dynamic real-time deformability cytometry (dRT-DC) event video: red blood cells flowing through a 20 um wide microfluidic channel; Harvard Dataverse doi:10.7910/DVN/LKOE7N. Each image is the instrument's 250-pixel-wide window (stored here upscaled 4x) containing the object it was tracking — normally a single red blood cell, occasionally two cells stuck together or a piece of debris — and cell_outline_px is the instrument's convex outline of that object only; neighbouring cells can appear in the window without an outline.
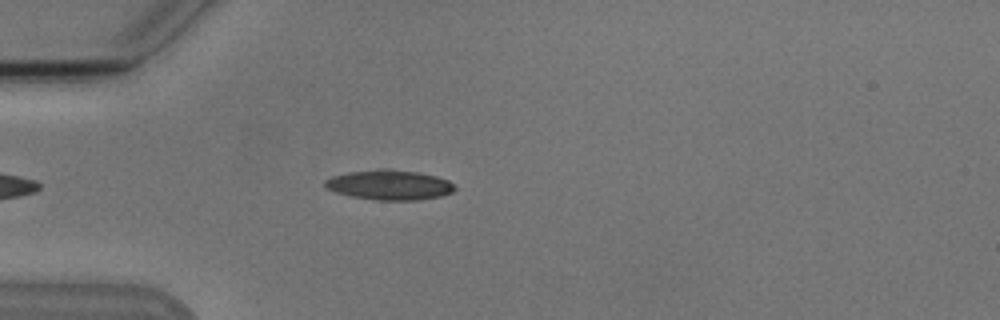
{"species": "Egyptian fruit bat (a non-hibernating species)", "species_latin": "Rousettus aegyptiacus", "temperature_condition": "cold", "stored_images_in_passage": 4, "camera_frame_rate_fps": 3000, "um_per_image_px": 0.085, "animal": {"sex": "male"}, "frame": {"image": 1, "passage_image": 4, "time_ms": 3.333, "image_size_px": [1000, 320], "cell_outline_px": [[456, 188], [452, 192], [440, 196], [416, 200], [376, 200], [352, 196], [336, 192], [328, 188], [324, 184], [324, 180], [332, 176], [348, 172], [380, 168], [392, 168], [420, 172], [436, 176], [448, 180]], "centroid_in_image_um": [33.1, 15.7], "position_along_channel_um": 51.9, "area_um2": 22.72}}